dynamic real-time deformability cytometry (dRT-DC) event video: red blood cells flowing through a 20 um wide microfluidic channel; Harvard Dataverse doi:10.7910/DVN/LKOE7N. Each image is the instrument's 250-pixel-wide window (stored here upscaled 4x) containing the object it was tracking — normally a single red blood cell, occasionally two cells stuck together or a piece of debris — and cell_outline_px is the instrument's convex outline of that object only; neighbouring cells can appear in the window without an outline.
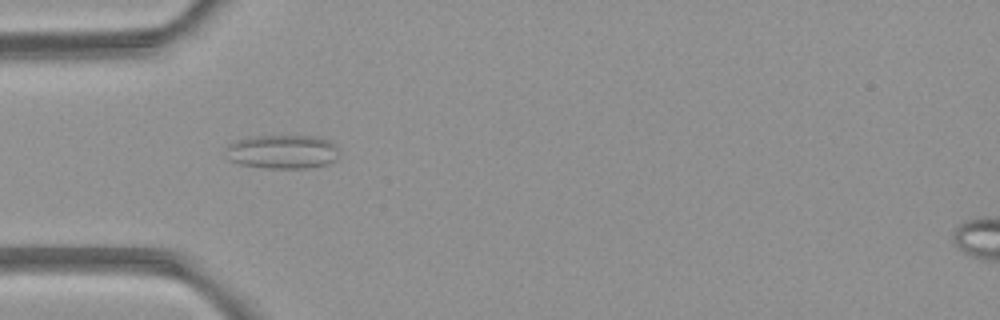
{"species": "common noctule bat (a hibernating species)", "species_latin": "Nyctalus noctula", "temperature_condition": "room temperature", "stored_images_in_passage": 3, "camera_frame_rate_fps": 3000, "um_per_image_px": 0.085, "animal": {"sex": "female", "body_mass_g": 21.9}, "frame": {"image": 1, "passage_image": 1, "time_ms": 0.0, "image_size_px": [1000, 320], "cell_outline_px": [[340, 156], [336, 160], [328, 164], [308, 168], [264, 168], [240, 164], [228, 160], [228, 144], [236, 140], [256, 136], [316, 136], [328, 140], [336, 144]], "centroid_in_image_um": [24.06, 12.9], "position_along_channel_um": 60.9, "area_um2": 22.54}}
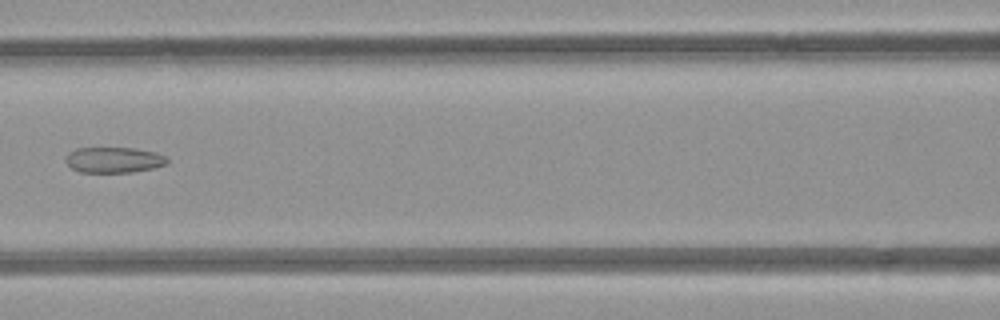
{"frame": {"image": 2, "passage_image": 3, "time_ms": 2.333, "image_size_px": [1000, 320], "cell_outline_px": [[168, 164], [152, 168], [132, 172], [80, 172], [72, 168], [64, 160], [68, 152], [76, 148], [132, 148], [156, 152], [168, 156]], "centroid_in_image_um": [9.69, 13.58], "position_along_channel_um": 156.9, "area_um2": 15.26}}